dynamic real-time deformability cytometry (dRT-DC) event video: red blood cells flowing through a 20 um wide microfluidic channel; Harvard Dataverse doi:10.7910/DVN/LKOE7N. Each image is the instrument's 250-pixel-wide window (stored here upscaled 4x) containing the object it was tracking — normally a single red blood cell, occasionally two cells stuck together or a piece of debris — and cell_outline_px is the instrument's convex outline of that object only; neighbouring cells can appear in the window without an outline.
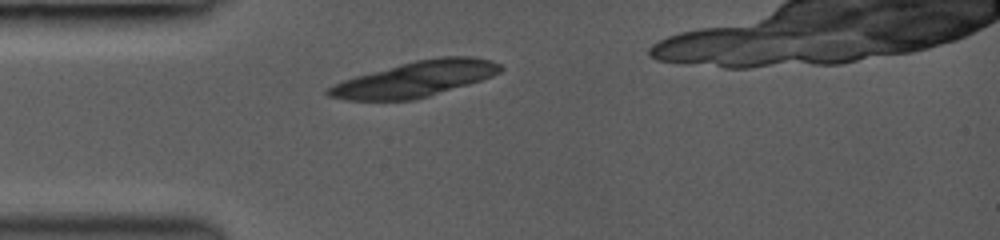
{"species": "common noctule bat (a hibernating species)", "species_latin": "Nyctalus noctula", "temperature_condition": "room temperature", "stored_images_in_passage": 1, "camera_frame_rate_fps": 3000, "um_per_image_px": 0.085, "animal": {"sex": "female", "body_mass_g": 19.0, "forearm_length_mm": 53.3}, "frame": {"image": 1, "passage_image": 1, "time_ms": 0.0, "image_size_px": [1000, 240], "cell_outline_px": [[504, 68], [500, 72], [492, 76], [468, 84], [428, 96], [412, 100], [344, 100], [328, 96], [324, 92], [324, 88], [332, 84], [356, 76], [416, 60], [440, 56], [472, 56], [492, 60], [500, 64]], "centroid_in_image_um": [35.28, 6.72], "position_along_channel_um": 49.7, "area_um2": 35.49}}